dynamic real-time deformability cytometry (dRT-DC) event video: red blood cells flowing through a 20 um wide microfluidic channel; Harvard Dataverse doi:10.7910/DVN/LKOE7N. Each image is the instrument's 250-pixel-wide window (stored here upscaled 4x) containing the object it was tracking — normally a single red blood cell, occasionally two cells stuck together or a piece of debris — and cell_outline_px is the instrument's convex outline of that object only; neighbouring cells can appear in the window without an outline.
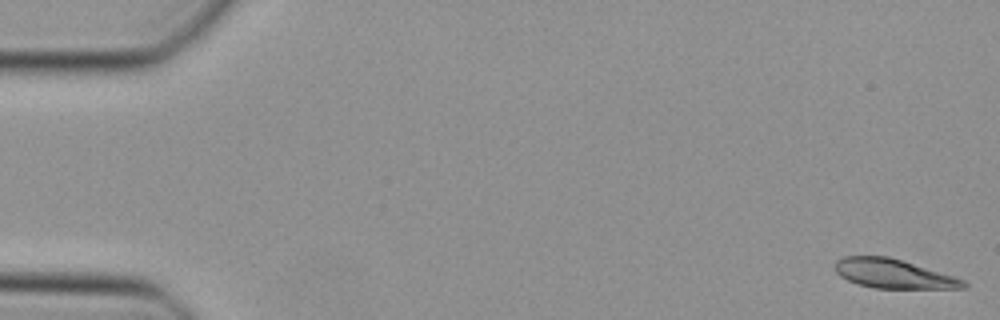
{"species": "Egyptian fruit bat (a non-hibernating species)", "species_latin": "Rousettus aegyptiacus", "temperature_condition": "cold", "stored_images_in_passage": 48, "camera_frame_rate_fps": 3000, "um_per_image_px": 0.085, "animal": {"sex": "female"}, "frame": {"image": 1, "passage_image": 1, "time_ms": 0.0, "image_size_px": [1000, 320], "cell_outline_px": [[968, 284], [964, 288], [872, 288], [848, 280], [840, 276], [836, 272], [836, 260], [844, 256], [888, 256], [952, 276], [964, 280]], "centroid_in_image_um": [75.9, 23.27], "position_along_channel_um": 9.1, "area_um2": 21.39}}
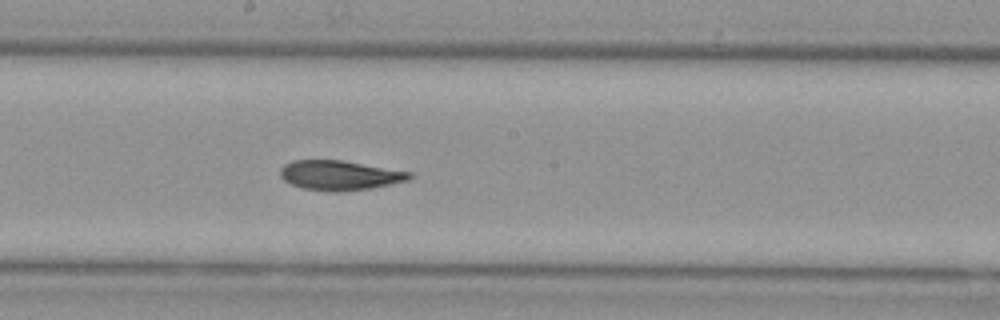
{"frame": {"image": 2, "passage_image": 26, "time_ms": 8.333, "image_size_px": [1000, 320], "cell_outline_px": [[412, 176], [408, 180], [372, 188], [340, 192], [332, 192], [304, 188], [292, 184], [284, 180], [280, 176], [280, 168], [284, 164], [292, 160], [344, 160], [412, 172]], "centroid_in_image_um": [28.87, 14.89], "position_along_channel_um": 219.3, "area_um2": 22.43}}
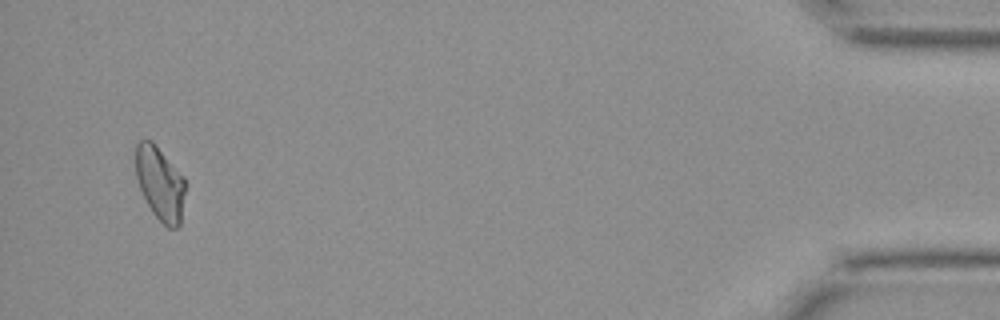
{"frame": {"image": 3, "passage_image": 46, "time_ms": 15.0, "image_size_px": [1000, 320], "cell_outline_px": [[184, 192], [180, 224], [176, 228], [168, 228], [152, 212], [140, 188], [136, 176], [136, 144], [140, 140], [152, 140], [184, 176]], "centroid_in_image_um": [13.6, 15.56], "position_along_channel_um": 421.6, "area_um2": 20.98}}